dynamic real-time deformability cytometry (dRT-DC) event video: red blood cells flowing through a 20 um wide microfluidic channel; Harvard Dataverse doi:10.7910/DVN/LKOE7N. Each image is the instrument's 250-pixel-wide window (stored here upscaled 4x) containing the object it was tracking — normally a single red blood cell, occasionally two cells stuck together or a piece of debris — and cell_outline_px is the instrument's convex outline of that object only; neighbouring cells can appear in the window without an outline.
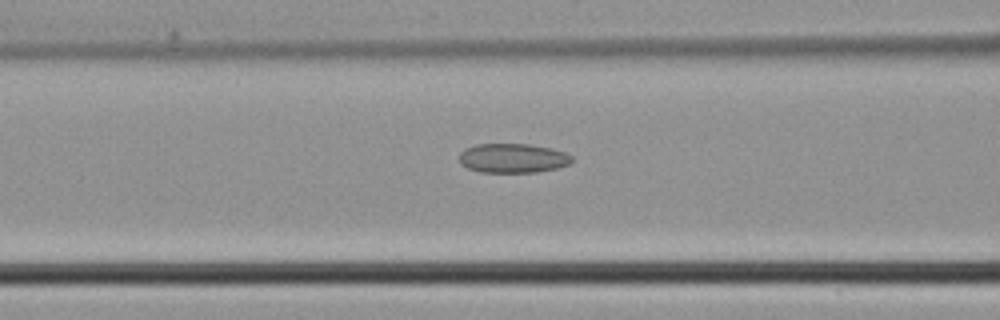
{"species": "common noctule bat (a hibernating species)", "species_latin": "Nyctalus noctula", "temperature_condition": "cold", "stored_images_in_passage": 18, "camera_frame_rate_fps": 3000, "um_per_image_px": 0.085, "animal": {"sex": "male", "body_mass_g": 21.5, "forearm_length_mm": 52.0}, "frame": {"image": 1, "passage_image": 11, "time_ms": 3.333, "image_size_px": [1000, 320], "cell_outline_px": [[572, 160], [568, 164], [556, 168], [536, 172], [480, 172], [468, 168], [460, 164], [460, 152], [464, 148], [476, 144], [528, 144], [552, 148], [564, 152], [572, 156]], "centroid_in_image_um": [43.56, 13.44], "position_along_channel_um": 123.0, "area_um2": 19.25}}
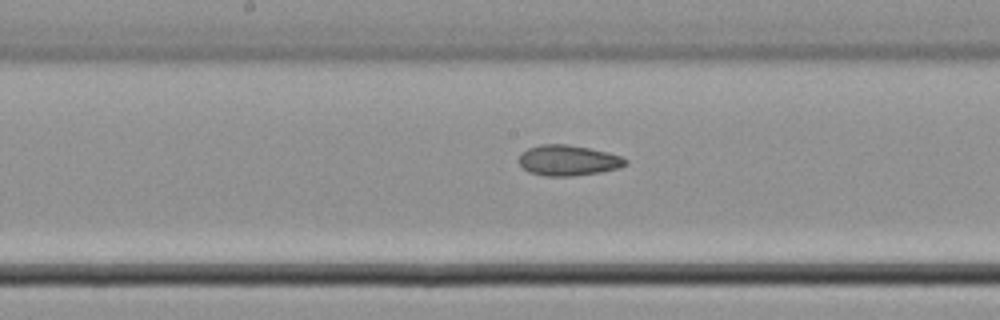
{"frame": {"image": 2, "passage_image": 16, "time_ms": 5.0, "image_size_px": [1000, 320], "cell_outline_px": [[628, 164], [616, 168], [600, 172], [572, 176], [544, 176], [528, 172], [520, 164], [520, 152], [528, 148], [540, 144], [568, 144], [608, 152], [620, 156], [628, 160]], "centroid_in_image_um": [48.28, 13.63], "position_along_channel_um": 199.9, "area_um2": 18.96}}